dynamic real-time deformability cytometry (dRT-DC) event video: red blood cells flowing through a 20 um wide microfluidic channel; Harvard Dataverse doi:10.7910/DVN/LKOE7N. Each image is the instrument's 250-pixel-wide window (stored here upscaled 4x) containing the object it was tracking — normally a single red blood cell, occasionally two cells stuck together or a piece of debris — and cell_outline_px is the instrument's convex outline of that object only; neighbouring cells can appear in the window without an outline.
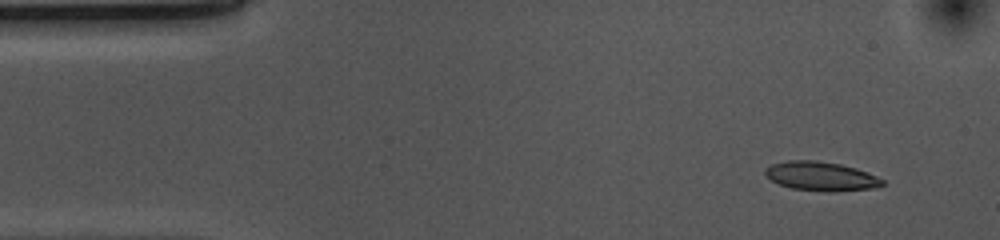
{"species": "common noctule bat (a hibernating species)", "species_latin": "Nyctalus noctula", "temperature_condition": "cold", "stored_images_in_passage": 52, "camera_frame_rate_fps": 3000, "um_per_image_px": 0.085, "animal": {"sex": "female", "body_mass_g": 10.0, "forearm_length_mm": 53.1}, "frame": {"image": 1, "passage_image": 4, "time_ms": 1.0, "image_size_px": [1000, 240], "cell_outline_px": [[884, 184], [880, 188], [792, 188], [780, 184], [772, 180], [764, 172], [764, 168], [772, 164], [788, 160], [816, 160], [840, 164], [856, 168], [876, 176], [884, 180]], "centroid_in_image_um": [69.75, 14.91], "position_along_channel_um": 15.2, "area_um2": 18.61}}
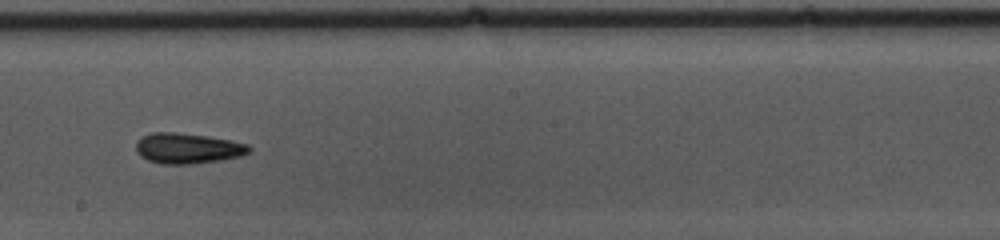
{"frame": {"image": 2, "passage_image": 28, "time_ms": 9.0, "image_size_px": [1000, 240], "cell_outline_px": [[252, 152], [240, 156], [220, 160], [192, 164], [160, 164], [148, 160], [140, 156], [136, 152], [136, 140], [140, 136], [152, 132], [176, 132], [208, 136], [232, 140], [248, 144], [252, 148]], "centroid_in_image_um": [15.94, 12.6], "position_along_channel_um": 232.3, "area_um2": 20.46}}
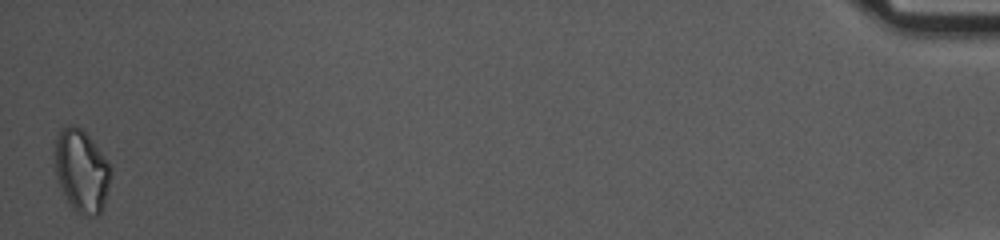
{"frame": {"image": 3, "passage_image": 52, "time_ms": 17.0, "image_size_px": [1000, 240], "cell_outline_px": [[112, 172], [104, 204], [100, 212], [96, 216], [92, 216], [76, 212], [68, 204], [60, 188], [56, 176], [56, 136], [64, 124], [72, 124], [80, 128], [88, 136], [112, 164]], "centroid_in_image_um": [6.95, 14.52], "position_along_channel_um": 428.3, "area_um2": 27.05}, "authors_computed_cell_mechanics": {"area_um2": 19.5942, "velocity_mm_per_s": 3.7031, "shape_relaxation_time_tau1_ms": 10.2233, "shape_relaxation_time_tau2_ms": 3.8462, "deformation_change_tau1": 0.1624, "deformation_change_tau2": 0.1109}}